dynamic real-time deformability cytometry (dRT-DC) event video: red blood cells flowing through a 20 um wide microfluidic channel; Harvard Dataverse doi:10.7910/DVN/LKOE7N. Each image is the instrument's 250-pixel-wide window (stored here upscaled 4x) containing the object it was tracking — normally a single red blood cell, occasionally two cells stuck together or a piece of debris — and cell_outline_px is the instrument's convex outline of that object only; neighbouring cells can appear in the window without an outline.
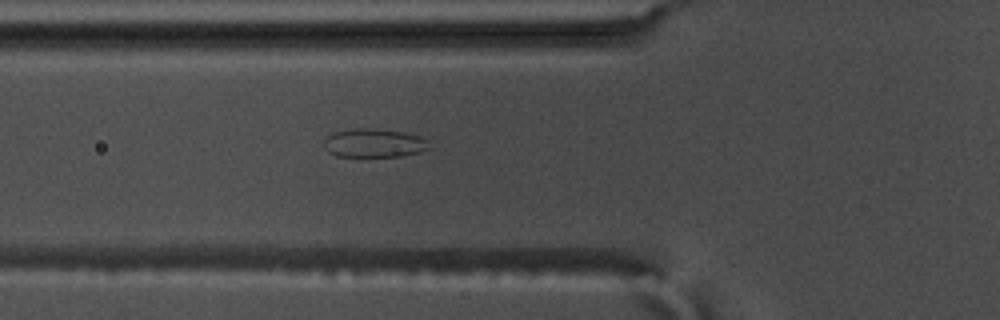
{"species": "common noctule bat (a hibernating species)", "species_latin": "Nyctalus noctula", "temperature_condition": "warm", "stored_images_in_passage": 39, "camera_frame_rate_fps": 3000, "um_per_image_px": 0.085, "animal": {"sex": "male", "body_mass_g": 17.5, "forearm_length_mm": 52.3}, "frame": {"image": 1, "passage_image": 4, "time_ms": 1.0, "image_size_px": [1000, 320], "cell_outline_px": [[432, 148], [420, 152], [400, 156], [336, 156], [328, 152], [324, 148], [324, 140], [332, 132], [356, 128], [376, 128], [404, 132], [420, 136], [428, 140]], "centroid_in_image_um": [31.81, 12.15], "position_along_channel_um": 94.0, "area_um2": 17.8}}
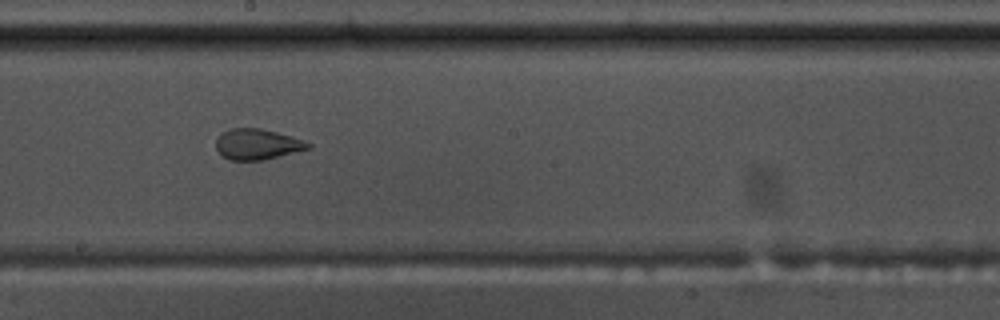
{"frame": {"image": 2, "passage_image": 15, "time_ms": 4.667, "image_size_px": [1000, 320], "cell_outline_px": [[312, 148], [264, 160], [228, 160], [220, 156], [216, 152], [216, 140], [228, 128], [260, 128], [276, 132], [304, 140], [312, 144]], "centroid_in_image_um": [21.86, 12.28], "position_along_channel_um": 226.3, "area_um2": 16.65}}
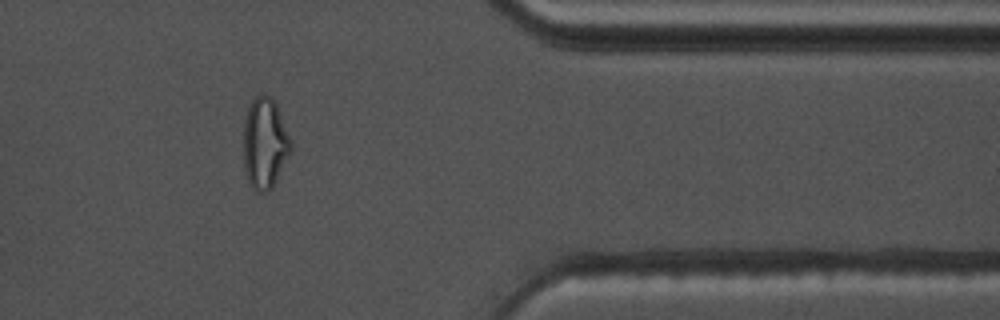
{"frame": {"image": 3, "passage_image": 30, "time_ms": 9.667, "image_size_px": [1000, 320], "cell_outline_px": [[292, 148], [272, 188], [264, 192], [256, 192], [252, 188], [248, 180], [244, 168], [244, 120], [248, 108], [252, 100], [260, 92], [264, 92], [272, 96], [276, 100], [292, 140]], "centroid_in_image_um": [22.52, 12.11], "position_along_channel_um": 388.9, "area_um2": 25.55}}